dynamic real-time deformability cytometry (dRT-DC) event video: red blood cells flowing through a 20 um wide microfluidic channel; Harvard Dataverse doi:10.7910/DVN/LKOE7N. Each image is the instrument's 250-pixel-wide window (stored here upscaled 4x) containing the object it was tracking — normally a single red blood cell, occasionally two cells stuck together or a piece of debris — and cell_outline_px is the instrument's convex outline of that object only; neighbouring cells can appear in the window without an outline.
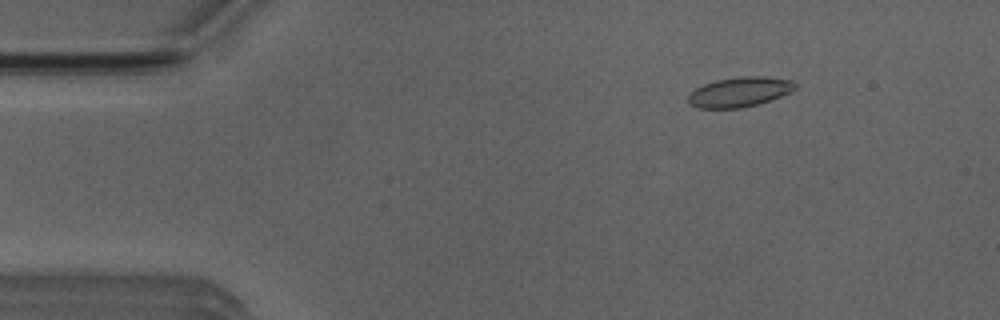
{"species": "Egyptian fruit bat (a non-hibernating species)", "species_latin": "Rousettus aegyptiacus", "temperature_condition": "room temperature", "stored_images_in_passage": 29, "camera_frame_rate_fps": 3000, "um_per_image_px": 0.085, "animal": {"sex": "male"}, "frame": {"image": 1, "passage_image": 7, "time_ms": 2.0, "image_size_px": [1000, 320], "cell_outline_px": [[796, 88], [780, 96], [756, 104], [740, 108], [696, 108], [688, 104], [688, 96], [696, 88], [704, 84], [716, 80], [740, 76], [764, 76], [792, 80], [796, 84]], "centroid_in_image_um": [62.83, 7.81], "position_along_channel_um": 22.2, "area_um2": 18.44}}
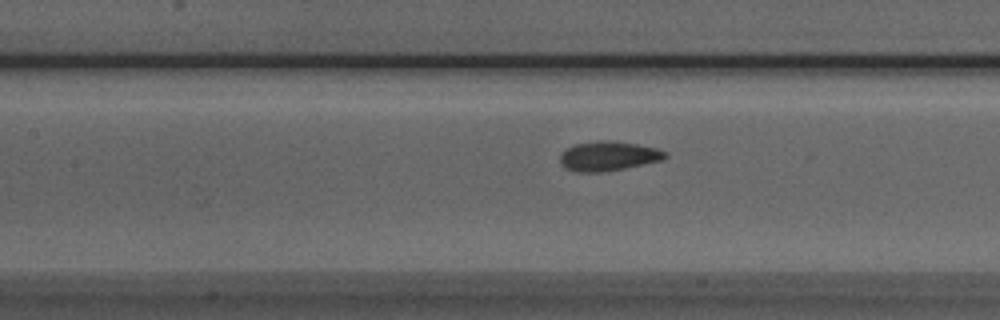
{"frame": {"image": 2, "passage_image": 23, "time_ms": 7.333, "image_size_px": [1000, 320], "cell_outline_px": [[668, 156], [664, 160], [624, 168], [600, 172], [576, 172], [564, 168], [560, 164], [560, 152], [564, 148], [576, 144], [596, 140], [604, 140], [636, 144], [656, 148], [668, 152]], "centroid_in_image_um": [51.68, 13.27], "position_along_channel_um": 155.7, "area_um2": 18.26}}
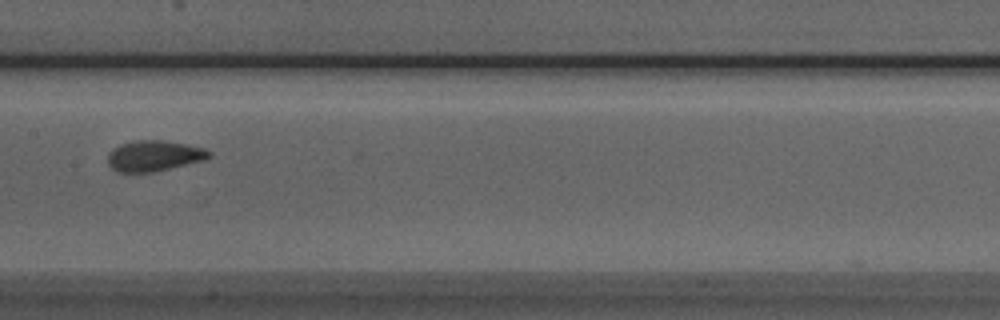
{"frame": {"image": 3, "passage_image": 26, "time_ms": 8.333, "image_size_px": [1000, 320], "cell_outline_px": [[212, 156], [204, 160], [152, 172], [116, 172], [108, 164], [108, 152], [112, 148], [120, 144], [140, 140], [160, 140], [184, 144], [204, 148], [212, 152]], "centroid_in_image_um": [13.07, 13.25], "position_along_channel_um": 194.3, "area_um2": 18.03}}